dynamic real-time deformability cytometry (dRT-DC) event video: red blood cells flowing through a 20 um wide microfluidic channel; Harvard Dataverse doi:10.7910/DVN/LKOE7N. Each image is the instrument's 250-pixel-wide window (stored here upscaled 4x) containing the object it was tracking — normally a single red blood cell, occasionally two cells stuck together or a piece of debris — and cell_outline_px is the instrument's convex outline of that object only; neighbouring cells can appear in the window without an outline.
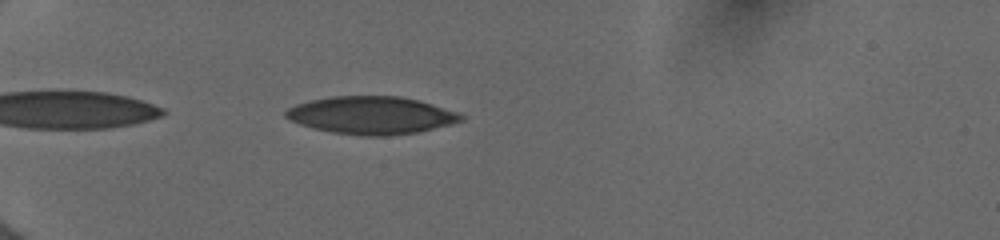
{"species": "human", "species_latin": "Homo sapiens", "temperature_condition": "cold", "stored_images_in_passage": 25, "camera_frame_rate_fps": 3000, "um_per_image_px": 0.085, "donor": {"sex": "female"}, "frame": {"image": 1, "passage_image": 3, "time_ms": 0.667, "image_size_px": [1000, 240], "cell_outline_px": [[464, 120], [416, 132], [384, 136], [360, 136], [332, 132], [312, 128], [300, 124], [284, 116], [284, 112], [288, 108], [296, 104], [312, 100], [332, 96], [400, 96], [432, 104], [456, 112], [464, 116]], "centroid_in_image_um": [31.52, 9.8], "position_along_channel_um": 53.5, "area_um2": 38.09}}
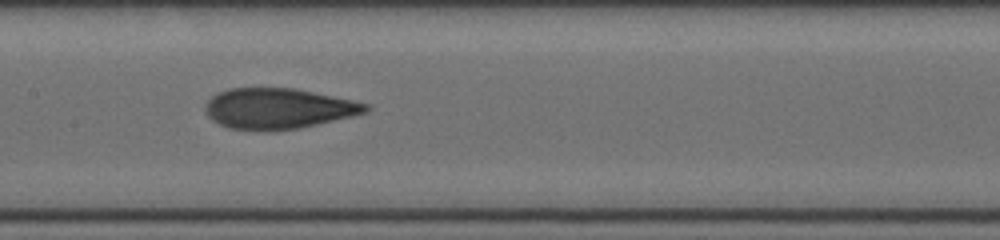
{"frame": {"image": 2, "passage_image": 14, "time_ms": 4.667, "image_size_px": [1000, 240], "cell_outline_px": [[372, 108], [368, 112], [352, 116], [300, 128], [228, 128], [212, 120], [208, 116], [208, 100], [212, 96], [228, 88], [292, 88], [352, 100], [368, 104]], "centroid_in_image_um": [23.71, 9.19], "position_along_channel_um": 183.7, "area_um2": 36.76}}
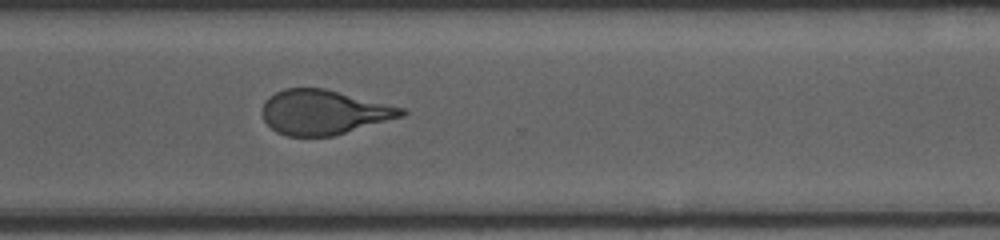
{"frame": {"image": 3, "passage_image": 25, "time_ms": 8.667, "image_size_px": [1000, 240], "cell_outline_px": [[408, 112], [404, 116], [332, 136], [288, 136], [276, 132], [264, 120], [264, 100], [268, 96], [284, 88], [324, 88], [404, 108]], "centroid_in_image_um": [27.52, 9.53], "position_along_channel_um": 343.1, "area_um2": 35.89}}